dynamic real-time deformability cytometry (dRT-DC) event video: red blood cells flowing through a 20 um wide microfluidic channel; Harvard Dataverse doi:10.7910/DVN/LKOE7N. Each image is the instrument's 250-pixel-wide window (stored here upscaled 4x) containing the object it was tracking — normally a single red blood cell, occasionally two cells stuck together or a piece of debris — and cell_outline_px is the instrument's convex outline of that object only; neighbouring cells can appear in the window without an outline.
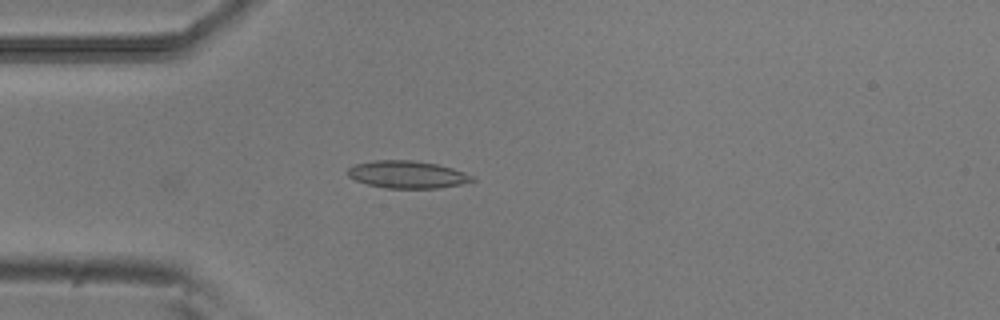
{"species": "common noctule bat (a hibernating species)", "species_latin": "Nyctalus noctula", "temperature_condition": "room temperature", "stored_images_in_passage": 4, "camera_frame_rate_fps": 3000, "um_per_image_px": 0.085, "animal": {"sex": "male", "body_mass_g": 20.5, "forearm_length_mm": 52.5}, "frame": {"image": 1, "passage_image": 2, "time_ms": 0.333, "image_size_px": [1000, 320], "cell_outline_px": [[476, 180], [460, 184], [440, 188], [384, 188], [368, 184], [356, 180], [348, 176], [348, 168], [356, 164], [372, 160], [412, 160], [436, 164], [452, 168], [464, 172], [472, 176]], "centroid_in_image_um": [34.61, 14.83], "position_along_channel_um": 50.4, "area_um2": 19.77}}